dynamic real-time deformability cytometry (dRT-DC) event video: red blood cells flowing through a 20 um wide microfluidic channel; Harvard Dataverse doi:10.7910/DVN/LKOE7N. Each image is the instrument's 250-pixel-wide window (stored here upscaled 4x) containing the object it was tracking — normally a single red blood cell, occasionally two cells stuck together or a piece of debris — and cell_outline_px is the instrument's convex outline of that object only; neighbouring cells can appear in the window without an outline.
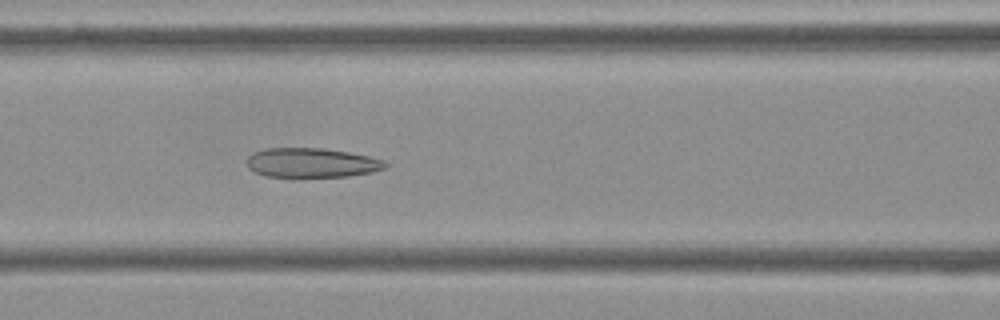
{"species": "Egyptian fruit bat (a non-hibernating species)", "species_latin": "Rousettus aegyptiacus", "temperature_condition": "cold", "stored_images_in_passage": 44, "camera_frame_rate_fps": 3000, "um_per_image_px": 0.085, "frame": {"image": 1, "passage_image": 19, "time_ms": 6.0, "image_size_px": [1000, 320], "cell_outline_px": [[388, 164], [384, 168], [372, 172], [348, 176], [292, 180], [268, 176], [256, 172], [248, 168], [248, 156], [252, 152], [264, 148], [320, 148], [348, 152], [368, 156], [384, 160]], "centroid_in_image_um": [26.45, 13.88], "position_along_channel_um": 140.2, "area_um2": 24.62}}
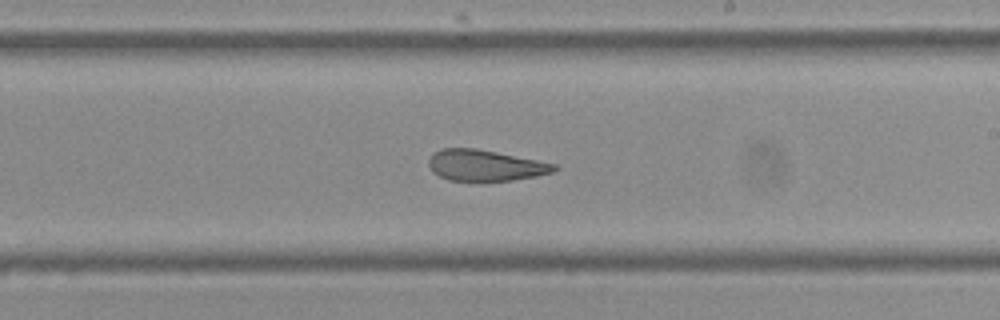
{"frame": {"image": 2, "passage_image": 28, "time_ms": 9.0, "image_size_px": [1000, 320], "cell_outline_px": [[560, 168], [552, 172], [536, 176], [512, 180], [448, 180], [432, 172], [428, 164], [428, 160], [432, 152], [440, 148], [476, 148], [556, 164]], "centroid_in_image_um": [41.2, 14.04], "position_along_channel_um": 247.8, "area_um2": 22.6}}
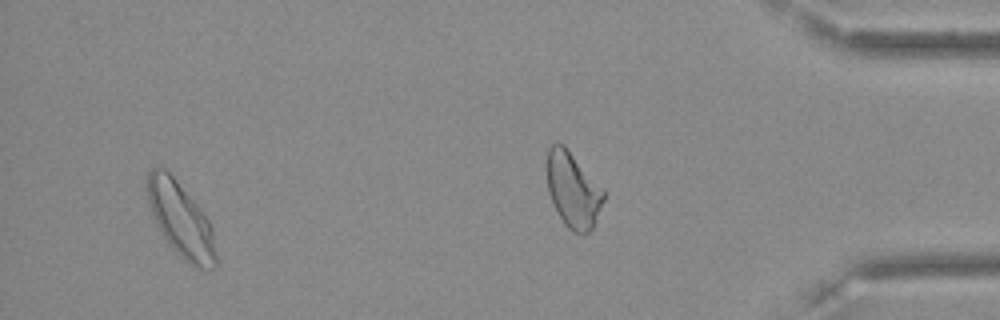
{"frame": {"image": 3, "passage_image": 41, "time_ms": 13.333, "image_size_px": [1000, 320], "cell_outline_px": [[216, 268], [196, 268], [188, 264], [168, 244], [156, 224], [152, 216], [148, 204], [148, 172], [152, 168], [164, 168], [176, 180], [200, 208], [208, 220], [212, 228], [216, 256]], "centroid_in_image_um": [15.36, 18.72], "position_along_channel_um": 419.8, "area_um2": 29.48}, "authors_computed_cell_mechanics": {"area_um2": 25.8077, "velocity_mm_per_s": 3.5886, "shape_relaxation_time_tau1_ms": 9.4057, "shape_relaxation_time_tau2_ms": 2.3414, "deformation_change_tau1": 0.1954, "deformation_change_tau2": 0.1123}}